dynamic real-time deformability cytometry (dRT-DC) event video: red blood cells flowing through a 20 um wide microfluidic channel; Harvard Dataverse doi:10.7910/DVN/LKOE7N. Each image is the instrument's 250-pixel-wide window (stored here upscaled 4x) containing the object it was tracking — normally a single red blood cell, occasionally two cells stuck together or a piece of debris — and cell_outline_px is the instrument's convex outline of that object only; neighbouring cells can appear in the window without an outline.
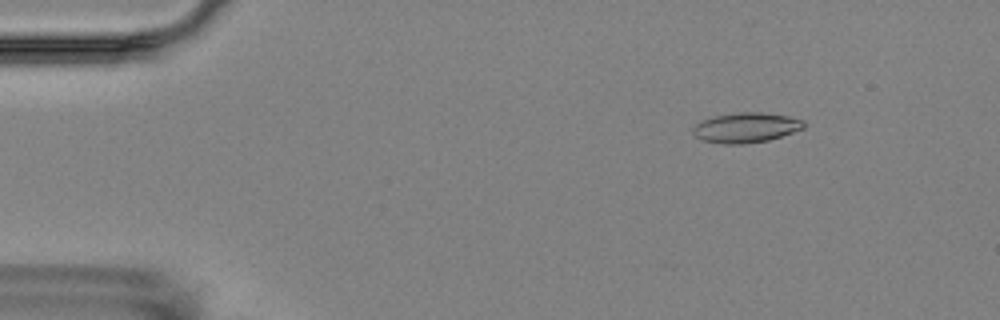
{"species": "Egyptian fruit bat (a non-hibernating species)", "species_latin": "Rousettus aegyptiacus", "temperature_condition": "room temperature", "stored_images_in_passage": 6, "camera_frame_rate_fps": 3000, "um_per_image_px": 0.085, "animal": {"sex": "female"}, "frame": {"image": 1, "passage_image": 3, "time_ms": 2.333, "image_size_px": [1000, 320], "cell_outline_px": [[804, 128], [768, 140], [744, 144], [724, 144], [700, 140], [692, 132], [692, 128], [700, 120], [712, 116], [736, 112], [760, 112], [788, 116], [804, 120]], "centroid_in_image_um": [63.35, 10.84], "position_along_channel_um": 21.6, "area_um2": 19.48}}